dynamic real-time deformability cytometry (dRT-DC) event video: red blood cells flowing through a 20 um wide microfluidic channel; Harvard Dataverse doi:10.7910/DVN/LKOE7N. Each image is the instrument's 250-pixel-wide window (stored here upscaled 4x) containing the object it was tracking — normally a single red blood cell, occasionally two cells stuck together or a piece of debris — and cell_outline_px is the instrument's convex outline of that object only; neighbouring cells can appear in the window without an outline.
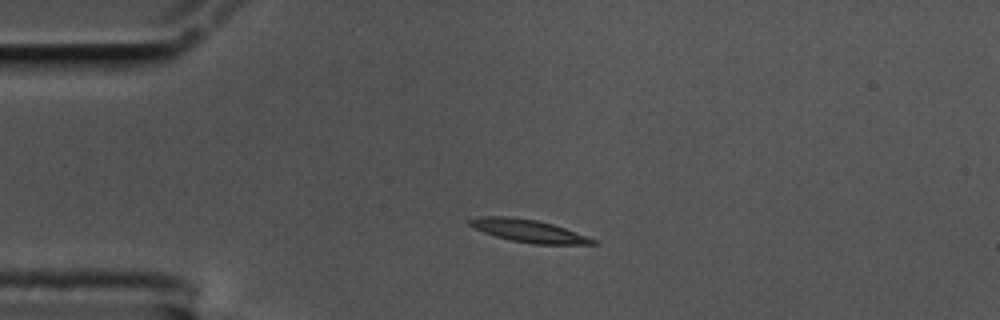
{"species": "common noctule bat (a hibernating species)", "species_latin": "Nyctalus noctula", "temperature_condition": "cold", "stored_images_in_passage": 46, "camera_frame_rate_fps": 3000, "um_per_image_px": 0.085, "animal": {"sex": "male", "body_mass_g": 17.5, "forearm_length_mm": 52.3}, "frame": {"image": 1, "passage_image": 1, "time_ms": 0.0, "image_size_px": [1000, 320], "cell_outline_px": [[596, 244], [532, 244], [512, 240], [496, 236], [484, 232], [468, 224], [468, 220], [480, 216], [508, 216], [536, 220], [552, 224], [564, 228], [596, 240]], "centroid_in_image_um": [44.89, 19.62], "position_along_channel_um": 40.1, "area_um2": 15.9}}
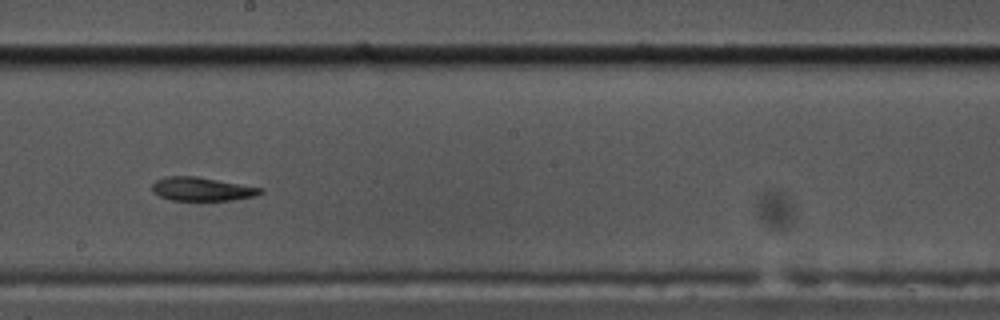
{"frame": {"image": 2, "passage_image": 20, "time_ms": 6.333, "image_size_px": [1000, 320], "cell_outline_px": [[264, 192], [256, 196], [232, 200], [172, 200], [160, 196], [152, 192], [152, 184], [156, 180], [164, 176], [196, 176], [264, 188]], "centroid_in_image_um": [17.17, 16.06], "position_along_channel_um": 231.0, "area_um2": 14.97}}
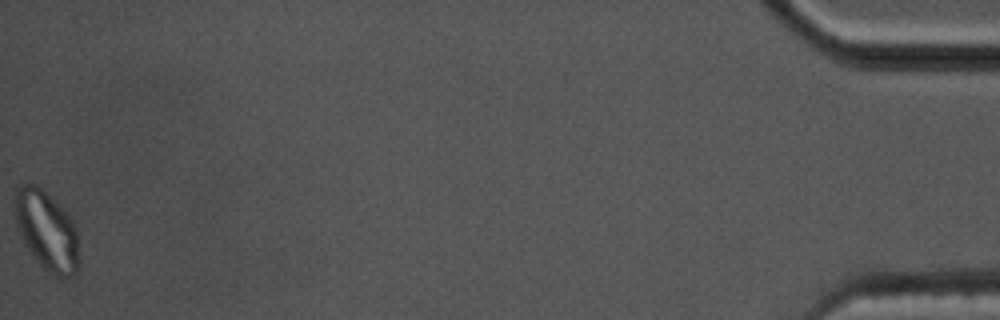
{"frame": {"image": 3, "passage_image": 46, "time_ms": 15.0, "image_size_px": [1000, 320], "cell_outline_px": [[76, 276], [56, 276], [48, 272], [40, 264], [28, 248], [20, 232], [16, 220], [12, 200], [16, 188], [24, 184], [36, 184], [52, 196], [68, 212], [76, 228]], "centroid_in_image_um": [3.93, 19.51], "position_along_channel_um": 431.3, "area_um2": 29.3}, "authors_computed_cell_mechanics": {"area_um2": 15.8661, "velocity_mm_per_s": 3.4524, "shape_relaxation_time_tau1_ms": null, "shape_relaxation_time_tau2_ms": 3.9344, "deformation_change_tau1": null, "deformation_change_tau2": 0.1033}}